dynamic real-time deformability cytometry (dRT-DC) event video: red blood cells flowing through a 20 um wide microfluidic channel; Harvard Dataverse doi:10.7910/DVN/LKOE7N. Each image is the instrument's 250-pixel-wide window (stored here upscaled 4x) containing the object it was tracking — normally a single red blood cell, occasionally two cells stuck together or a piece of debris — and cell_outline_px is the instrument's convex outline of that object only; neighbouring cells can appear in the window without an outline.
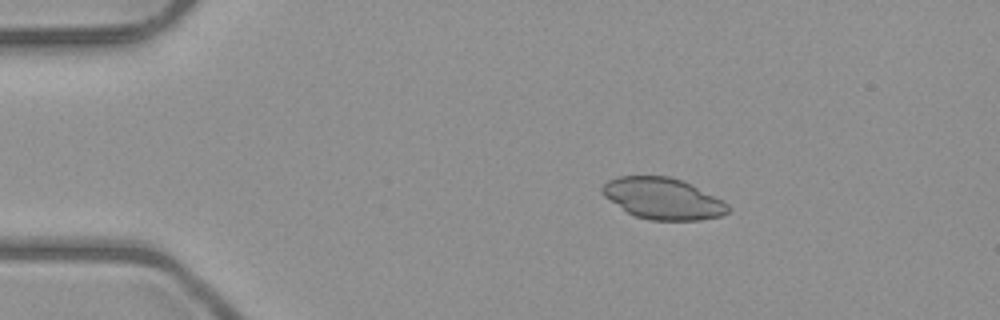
{"species": "common noctule bat (a hibernating species)", "species_latin": "Nyctalus noctula", "temperature_condition": "room temperature", "stored_images_in_passage": 4, "camera_frame_rate_fps": 3000, "um_per_image_px": 0.085, "animal": {"sex": "male", "body_mass_g": 23.1, "forearm_length_mm": 52.7}, "frame": {"image": 1, "passage_image": 3, "time_ms": 2.333, "image_size_px": [1000, 320], "cell_outline_px": [[728, 212], [720, 216], [700, 220], [648, 220], [636, 216], [628, 212], [604, 196], [600, 192], [600, 188], [608, 180], [620, 176], [668, 176], [680, 180], [724, 200], [728, 204]], "centroid_in_image_um": [56.33, 16.88], "position_along_channel_um": 28.7, "area_um2": 30.0}}